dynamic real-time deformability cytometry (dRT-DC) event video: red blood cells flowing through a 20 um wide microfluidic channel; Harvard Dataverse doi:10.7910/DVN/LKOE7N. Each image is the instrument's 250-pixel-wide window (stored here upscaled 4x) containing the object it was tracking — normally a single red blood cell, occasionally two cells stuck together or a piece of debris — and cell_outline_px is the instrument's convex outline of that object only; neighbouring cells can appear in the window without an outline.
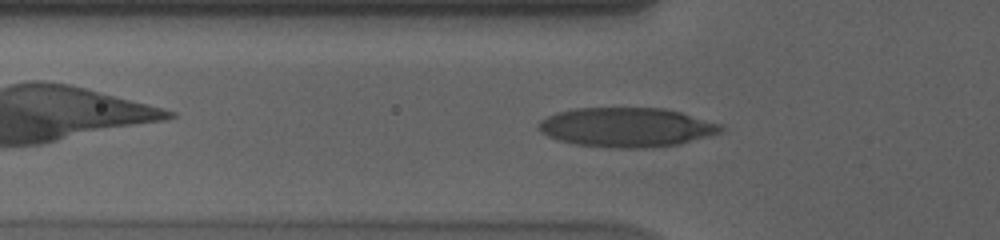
{"species": "human", "species_latin": "Homo sapiens", "temperature_condition": "cold", "stored_images_in_passage": 54, "camera_frame_rate_fps": 3000, "um_per_image_px": 0.085, "donor": {"sex": "male"}, "frame": {"image": 1, "passage_image": 18, "time_ms": 5.667, "image_size_px": [1000, 240], "cell_outline_px": [[728, 128], [720, 132], [708, 136], [680, 144], [652, 148], [608, 148], [572, 144], [556, 140], [540, 132], [536, 128], [536, 124], [540, 120], [556, 112], [572, 108], [664, 108], [680, 112], [724, 124]], "centroid_in_image_um": [53.24, 10.83], "position_along_channel_um": 72.6, "area_um2": 42.6}}
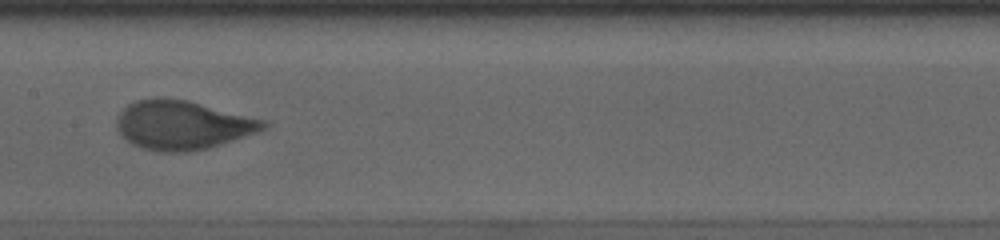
{"frame": {"image": 2, "passage_image": 28, "time_ms": 9.0, "image_size_px": [1000, 240], "cell_outline_px": [[268, 124], [264, 128], [256, 132], [208, 148], [188, 152], [164, 152], [144, 148], [132, 144], [116, 128], [116, 120], [120, 112], [128, 104], [136, 100], [156, 96], [164, 96], [188, 100], [268, 120]], "centroid_in_image_um": [15.5, 10.59], "position_along_channel_um": 191.9, "area_um2": 42.02}}
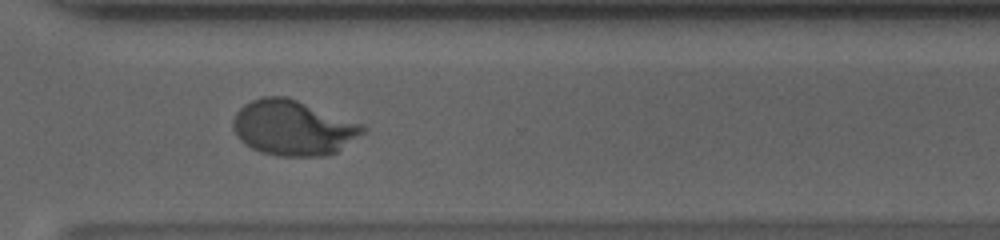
{"frame": {"image": 3, "passage_image": 41, "time_ms": 13.333, "image_size_px": [1000, 240], "cell_outline_px": [[368, 128], [364, 132], [336, 152], [324, 156], [276, 156], [260, 152], [244, 144], [236, 136], [232, 128], [232, 120], [236, 112], [244, 104], [252, 100], [264, 96], [288, 96], [364, 124]], "centroid_in_image_um": [24.9, 10.85], "position_along_channel_um": 345.7, "area_um2": 42.08}, "authors_computed_cell_mechanics": {"area_um2": 40.46, "velocity_mm_per_s": 3.5569, "shape_relaxation_time_tau1_ms": 4.5835, "shape_relaxation_time_tau2_ms": null, "deformation_change_tau1": 0.2055, "deformation_change_tau2": null}}